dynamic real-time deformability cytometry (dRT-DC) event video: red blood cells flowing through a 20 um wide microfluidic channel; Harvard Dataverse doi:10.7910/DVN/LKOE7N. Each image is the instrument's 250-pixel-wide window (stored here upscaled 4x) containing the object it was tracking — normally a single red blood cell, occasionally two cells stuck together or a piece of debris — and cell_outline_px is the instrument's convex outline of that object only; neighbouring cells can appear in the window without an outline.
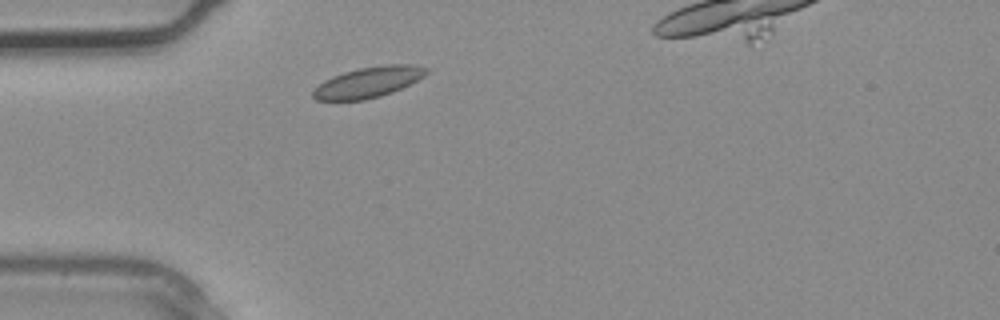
{"species": "common noctule bat (a hibernating species)", "species_latin": "Nyctalus noctula", "temperature_condition": "warm", "stored_images_in_passage": 2, "camera_frame_rate_fps": 3000, "um_per_image_px": 0.085, "animal": {"sex": "male", "body_mass_g": 20.4}, "frame": {"image": 1, "passage_image": 1, "time_ms": 0.0, "image_size_px": [1000, 320], "cell_outline_px": [[428, 72], [424, 76], [392, 92], [380, 96], [364, 100], [316, 100], [312, 96], [312, 92], [324, 80], [332, 76], [344, 72], [360, 68], [388, 64], [412, 64], [428, 68]], "centroid_in_image_um": [31.3, 6.98], "position_along_channel_um": 53.7, "area_um2": 20.0}}